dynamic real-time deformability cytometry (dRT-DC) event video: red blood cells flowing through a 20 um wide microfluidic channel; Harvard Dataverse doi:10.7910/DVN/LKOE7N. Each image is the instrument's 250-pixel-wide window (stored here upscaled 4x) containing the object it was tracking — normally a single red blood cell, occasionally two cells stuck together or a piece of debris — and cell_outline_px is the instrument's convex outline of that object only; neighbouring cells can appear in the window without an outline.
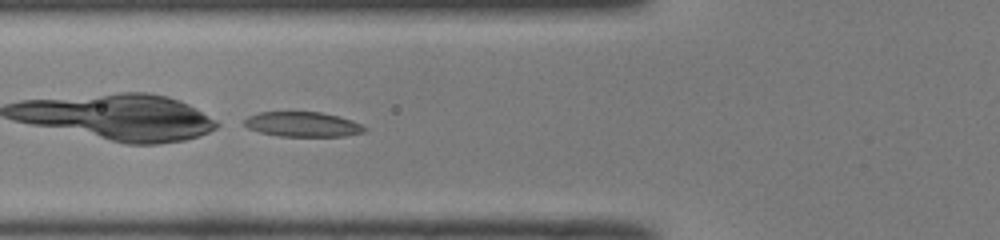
{"species": "common noctule bat (a hibernating species)", "species_latin": "Nyctalus noctula", "temperature_condition": "room temperature", "stored_images_in_passage": 48, "camera_frame_rate_fps": 3000, "um_per_image_px": 0.085, "animal": {"sex": "male", "body_mass_g": 19.0, "forearm_length_mm": 50.8}, "frame": {"image": 1, "passage_image": 18, "time_ms": 5.667, "image_size_px": [1000, 240], "cell_outline_px": [[368, 128], [364, 132], [344, 136], [280, 136], [260, 132], [248, 128], [244, 124], [244, 120], [248, 116], [260, 112], [320, 112], [352, 120]], "centroid_in_image_um": [25.72, 10.57], "position_along_channel_um": 100.1, "area_um2": 17.28}}
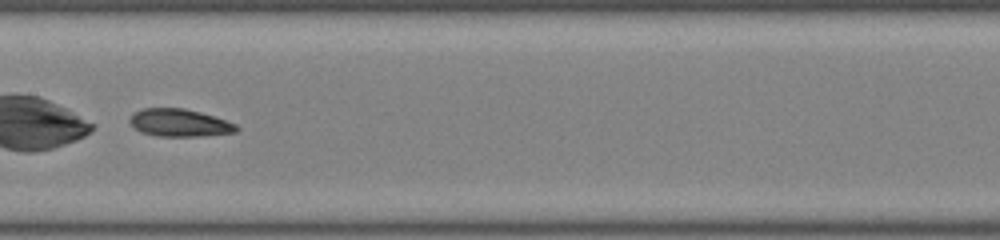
{"frame": {"image": 2, "passage_image": 25, "time_ms": 8.0, "image_size_px": [1000, 240], "cell_outline_px": [[240, 128], [236, 132], [200, 136], [156, 136], [140, 132], [132, 128], [128, 120], [132, 112], [140, 108], [184, 108], [200, 112], [236, 124]], "centroid_in_image_um": [15.17, 10.43], "position_along_channel_um": 192.2, "area_um2": 17.34}}
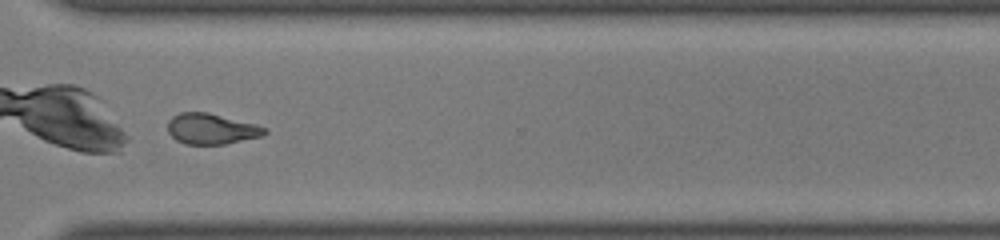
{"frame": {"image": 3, "passage_image": 37, "time_ms": 12.0, "image_size_px": [1000, 240], "cell_outline_px": [[268, 132], [264, 136], [224, 144], [184, 144], [176, 140], [168, 132], [168, 120], [172, 116], [180, 112], [208, 112], [256, 124], [268, 128]], "centroid_in_image_um": [17.99, 10.95], "position_along_channel_um": 352.6, "area_um2": 17.51}}